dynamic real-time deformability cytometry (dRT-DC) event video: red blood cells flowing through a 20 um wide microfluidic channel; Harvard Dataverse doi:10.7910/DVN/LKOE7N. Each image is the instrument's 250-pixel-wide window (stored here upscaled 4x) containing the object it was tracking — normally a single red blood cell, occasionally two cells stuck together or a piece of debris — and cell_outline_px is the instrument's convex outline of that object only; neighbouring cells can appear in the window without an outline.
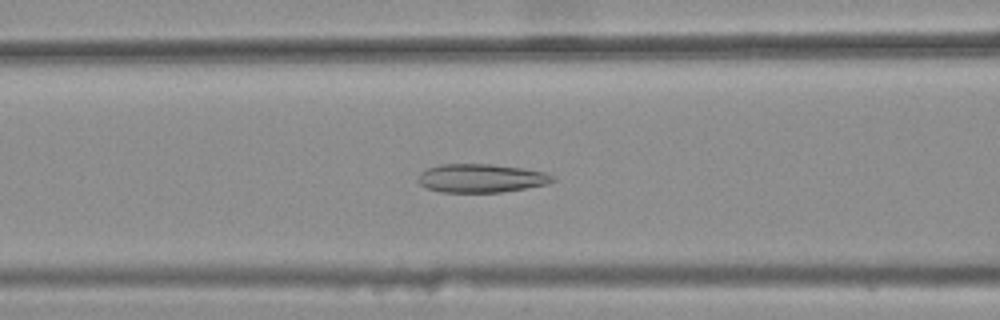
{"species": "common noctule bat (a hibernating species)", "species_latin": "Nyctalus noctula", "temperature_condition": "warm", "stored_images_in_passage": 44, "camera_frame_rate_fps": 3000, "um_per_image_px": 0.085, "animal": {"sex": "female", "body_mass_g": 25.1}, "frame": {"image": 1, "passage_image": 21, "time_ms": 6.667, "image_size_px": [1000, 320], "cell_outline_px": [[556, 180], [548, 184], [500, 192], [440, 192], [424, 188], [416, 180], [420, 172], [428, 168], [440, 164], [492, 164], [524, 168], [544, 172], [552, 176]], "centroid_in_image_um": [40.85, 15.14], "position_along_channel_um": 125.8, "area_um2": 22.48}}
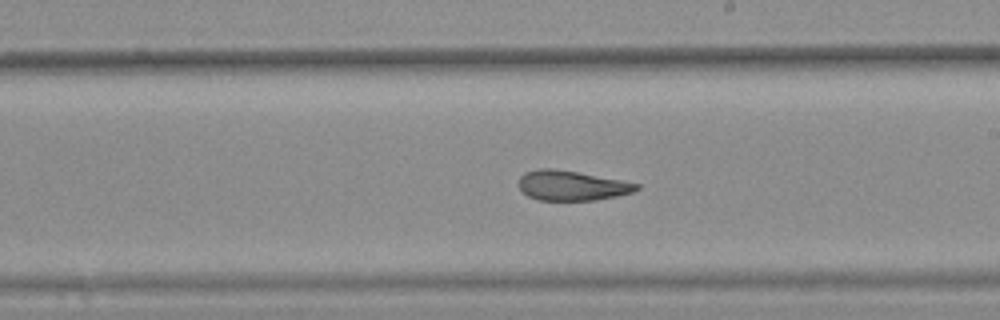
{"frame": {"image": 2, "passage_image": 30, "time_ms": 9.667, "image_size_px": [1000, 320], "cell_outline_px": [[640, 188], [632, 192], [616, 196], [596, 200], [536, 200], [528, 196], [516, 184], [520, 176], [524, 172], [540, 168], [552, 168], [576, 172], [620, 180], [640, 184]], "centroid_in_image_um": [48.54, 15.77], "position_along_channel_um": 240.5, "area_um2": 20.46}}
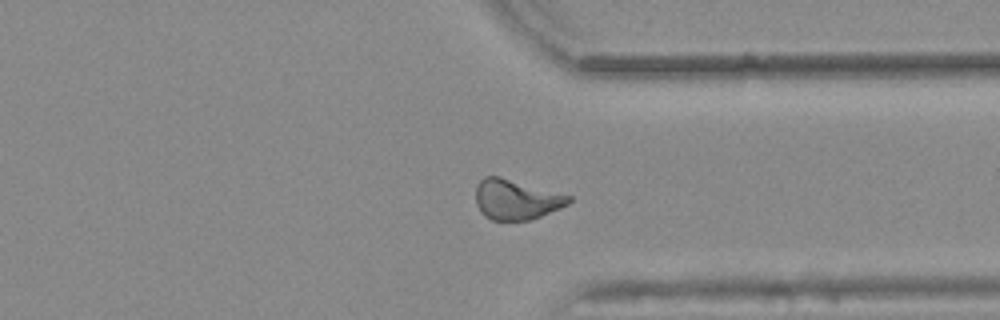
{"frame": {"image": 3, "passage_image": 40, "time_ms": 13.0, "image_size_px": [1000, 320], "cell_outline_px": [[572, 200], [568, 204], [560, 208], [540, 216], [528, 220], [492, 220], [484, 216], [480, 212], [476, 204], [476, 184], [484, 176], [500, 176], [572, 196]], "centroid_in_image_um": [43.85, 16.95], "position_along_channel_um": 367.6, "area_um2": 21.79}, "authors_computed_cell_mechanics": {"area_um2": 22.3975, "velocity_mm_per_s": 3.8282, "shape_relaxation_time_tau1_ms": null, "shape_relaxation_time_tau2_ms": 2.319, "deformation_change_tau1": null, "deformation_change_tau2": 0.1073}}